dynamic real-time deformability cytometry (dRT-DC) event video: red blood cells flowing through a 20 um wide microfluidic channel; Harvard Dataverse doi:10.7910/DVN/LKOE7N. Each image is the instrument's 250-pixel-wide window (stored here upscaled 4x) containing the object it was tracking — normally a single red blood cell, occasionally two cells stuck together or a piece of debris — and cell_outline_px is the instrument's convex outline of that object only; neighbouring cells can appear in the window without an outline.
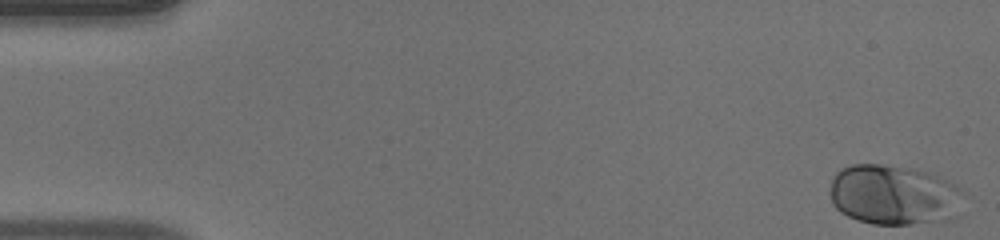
{"species": "human", "species_latin": "Homo sapiens", "temperature_condition": "warm", "stored_images_in_passage": 50, "camera_frame_rate_fps": 3000, "um_per_image_px": 0.085, "donor": {"sex": "male"}, "frame": {"image": 1, "passage_image": 1, "time_ms": 0.0, "image_size_px": [1000, 240], "cell_outline_px": [[968, 196], [960, 216], [948, 220], [908, 224], [872, 224], [848, 216], [840, 212], [832, 204], [832, 180], [836, 172], [840, 168], [852, 164], [880, 164], [916, 168], [928, 172], [948, 180], [956, 184], [968, 192]], "centroid_in_image_um": [76.12, 16.56], "position_along_channel_um": 8.9, "area_um2": 48.03}}
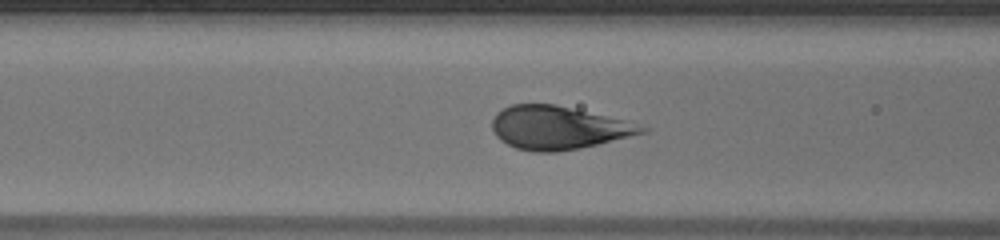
{"frame": {"image": 2, "passage_image": 20, "time_ms": 6.333, "image_size_px": [1000, 240], "cell_outline_px": [[648, 132], [580, 148], [556, 152], [532, 152], [516, 148], [500, 140], [496, 136], [492, 128], [492, 120], [496, 112], [512, 104], [556, 104], [624, 120], [648, 128]], "centroid_in_image_um": [47.41, 10.86], "position_along_channel_um": 119.2, "area_um2": 37.51}}
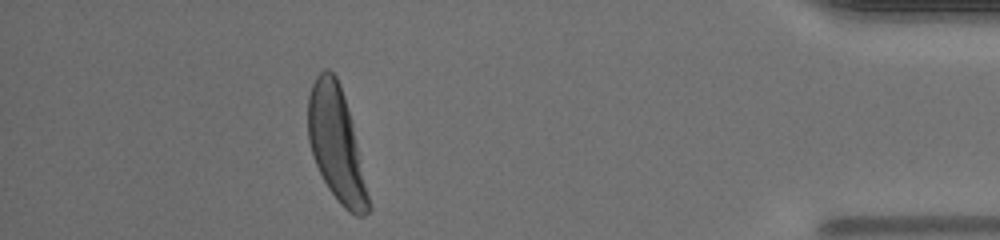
{"frame": {"image": 3, "passage_image": 45, "time_ms": 14.667, "image_size_px": [1000, 240], "cell_outline_px": [[372, 208], [364, 216], [356, 216], [348, 212], [340, 204], [328, 188], [312, 156], [308, 140], [308, 96], [312, 84], [316, 76], [324, 68], [328, 68], [336, 76], [340, 84], [344, 96], [352, 124], [372, 204]], "centroid_in_image_um": [28.6, 12.29], "position_along_channel_um": 406.6, "area_um2": 40.11}}